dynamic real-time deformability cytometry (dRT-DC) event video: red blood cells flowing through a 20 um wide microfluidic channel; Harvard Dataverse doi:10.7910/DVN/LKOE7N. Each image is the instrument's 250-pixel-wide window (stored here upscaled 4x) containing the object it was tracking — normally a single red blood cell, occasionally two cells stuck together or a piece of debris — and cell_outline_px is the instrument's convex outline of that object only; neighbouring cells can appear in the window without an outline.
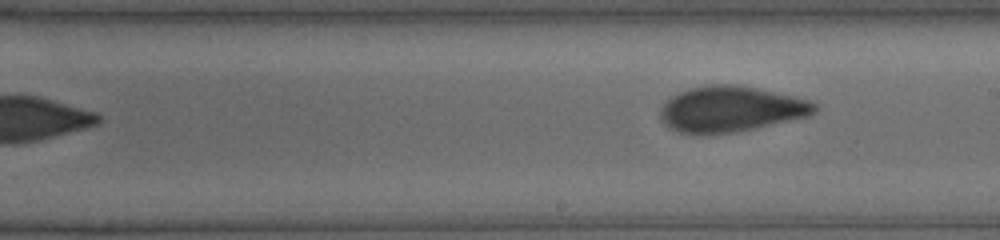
{"species": "human", "species_latin": "Homo sapiens", "temperature_condition": "cold", "stored_images_in_passage": 24, "segment_of_instrument_passage": [2, 2], "camera_frame_rate_fps": 3000, "um_per_image_px": 0.085, "donor": {"sex": "female"}, "frame": {"image": 1, "passage_image": 24, "time_ms": 9.0, "image_size_px": [1000, 240], "cell_outline_px": [[816, 112], [808, 116], [736, 132], [680, 132], [664, 124], [660, 120], [660, 108], [664, 100], [680, 92], [692, 88], [712, 84], [736, 84], [796, 96], [808, 100], [816, 104]], "centroid_in_image_um": [62.11, 9.24], "position_along_channel_um": 226.9, "area_um2": 40.52}}